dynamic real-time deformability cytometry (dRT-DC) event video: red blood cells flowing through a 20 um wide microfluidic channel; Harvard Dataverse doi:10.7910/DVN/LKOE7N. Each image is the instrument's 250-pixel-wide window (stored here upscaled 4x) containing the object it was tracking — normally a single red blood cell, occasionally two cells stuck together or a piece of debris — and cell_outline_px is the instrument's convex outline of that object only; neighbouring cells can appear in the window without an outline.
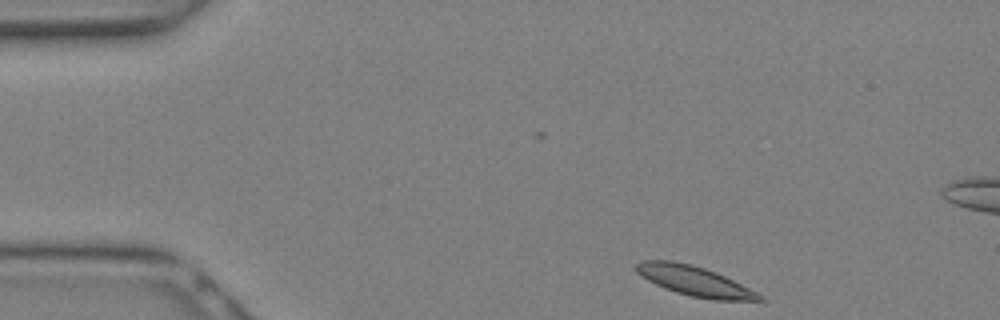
{"species": "Egyptian fruit bat (a non-hibernating species)", "species_latin": "Rousettus aegyptiacus", "temperature_condition": "warm", "stored_images_in_passage": 6, "camera_frame_rate_fps": 3000, "um_per_image_px": 0.085, "animal": {"sex": "female"}, "frame": {"image": 1, "passage_image": 1, "time_ms": 0.0, "image_size_px": [1000, 320], "cell_outline_px": [[764, 300], [712, 300], [692, 296], [676, 292], [664, 288], [648, 280], [636, 272], [636, 264], [640, 260], [672, 260], [692, 264], [716, 272], [756, 292]], "centroid_in_image_um": [58.97, 23.87], "position_along_channel_um": 26.0, "area_um2": 21.04}}